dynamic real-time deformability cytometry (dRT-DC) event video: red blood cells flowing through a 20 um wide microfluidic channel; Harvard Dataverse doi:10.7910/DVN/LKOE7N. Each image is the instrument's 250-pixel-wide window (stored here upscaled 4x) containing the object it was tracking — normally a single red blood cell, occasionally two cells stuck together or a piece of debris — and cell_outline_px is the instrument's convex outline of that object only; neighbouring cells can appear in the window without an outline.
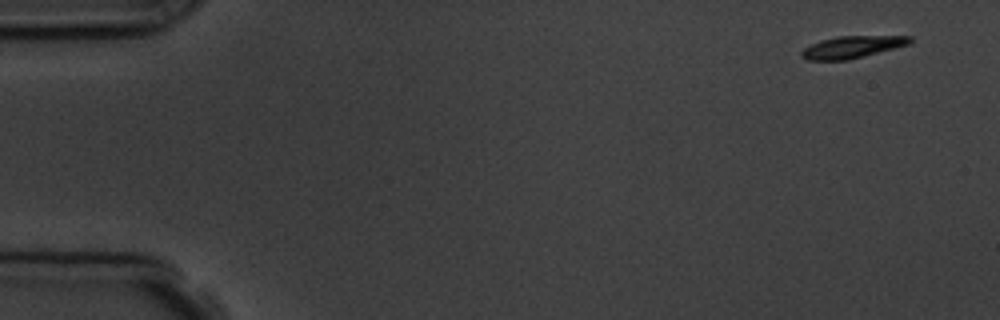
{"species": "common noctule bat (a hibernating species)", "species_latin": "Nyctalus noctula", "temperature_condition": "room temperature", "stored_images_in_passage": 6, "camera_frame_rate_fps": 3000, "um_per_image_px": 0.085, "animal": {"sex": "male", "body_mass_g": 19.5, "forearm_length_mm": 54.6}, "frame": {"image": 1, "passage_image": 1, "time_ms": 0.0, "image_size_px": [1000, 320], "cell_outline_px": [[912, 40], [908, 44], [848, 60], [808, 60], [800, 56], [800, 52], [804, 48], [820, 40], [836, 36], [912, 36]], "centroid_in_image_um": [72.38, 3.99], "position_along_channel_um": 12.6, "area_um2": 13.76}}
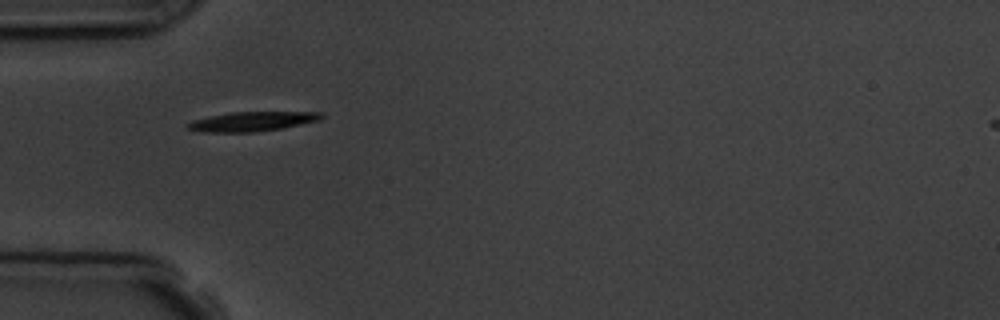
{"frame": {"image": 2, "passage_image": 5, "time_ms": 4.667, "image_size_px": [1000, 320], "cell_outline_px": [[324, 116], [320, 120], [280, 128], [252, 132], [200, 132], [188, 128], [184, 124], [192, 120], [232, 112], [324, 112]], "centroid_in_image_um": [21.41, 10.32], "position_along_channel_um": 63.6, "area_um2": 15.03}}